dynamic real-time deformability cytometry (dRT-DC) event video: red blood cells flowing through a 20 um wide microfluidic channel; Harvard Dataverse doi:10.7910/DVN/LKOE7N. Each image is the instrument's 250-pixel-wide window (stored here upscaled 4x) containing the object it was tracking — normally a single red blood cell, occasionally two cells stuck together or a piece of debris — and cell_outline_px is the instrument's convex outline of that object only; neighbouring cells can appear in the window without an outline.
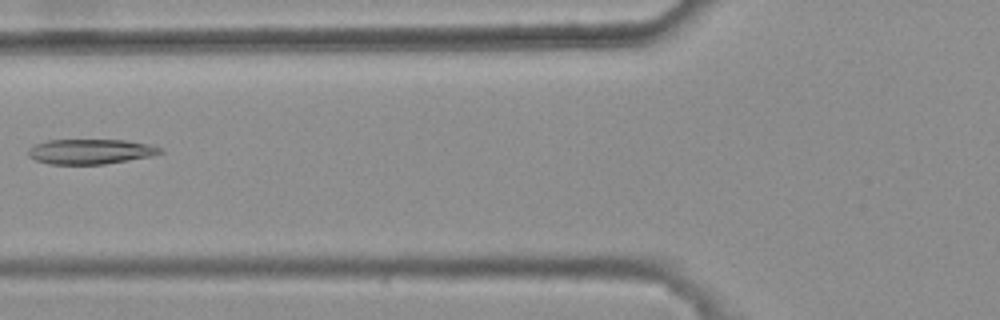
{"species": "common noctule bat (a hibernating species)", "species_latin": "Nyctalus noctula", "temperature_condition": "warm", "stored_images_in_passage": 7, "camera_frame_rate_fps": 3000, "um_per_image_px": 0.085, "animal": {"sex": "female", "body_mass_g": 25.1}, "frame": {"image": 1, "passage_image": 6, "time_ms": 1.667, "image_size_px": [1000, 320], "cell_outline_px": [[164, 152], [152, 156], [104, 164], [48, 164], [36, 160], [28, 156], [28, 152], [36, 144], [48, 140], [124, 140], [144, 144], [160, 148]], "centroid_in_image_um": [7.67, 12.89], "position_along_channel_um": 118.1, "area_um2": 18.9}}
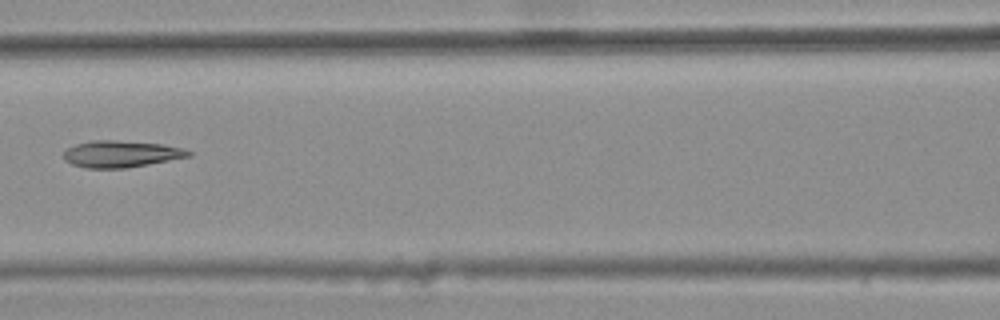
{"frame": {"image": 2, "passage_image": 7, "time_ms": 2.0, "image_size_px": [1000, 320], "cell_outline_px": [[192, 156], [148, 164], [124, 168], [84, 168], [72, 164], [64, 160], [64, 152], [68, 148], [76, 144], [92, 140], [116, 140], [164, 144], [184, 148], [192, 152]], "centroid_in_image_um": [10.31, 13.08], "position_along_channel_um": 156.3, "area_um2": 19.48}}